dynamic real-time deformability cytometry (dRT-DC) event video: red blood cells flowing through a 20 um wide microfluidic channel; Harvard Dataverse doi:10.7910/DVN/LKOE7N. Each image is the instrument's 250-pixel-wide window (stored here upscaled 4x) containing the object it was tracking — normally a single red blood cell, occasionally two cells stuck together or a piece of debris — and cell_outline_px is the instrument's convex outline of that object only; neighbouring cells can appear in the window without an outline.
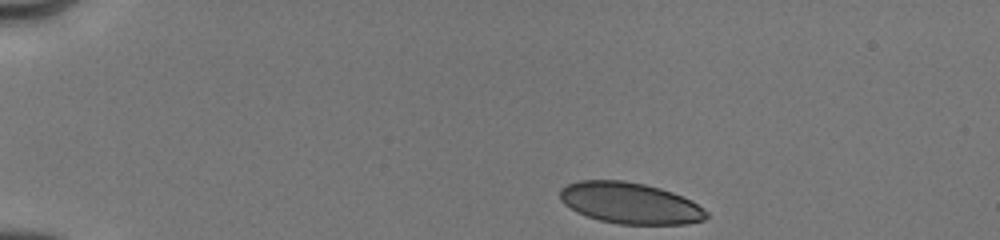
{"species": "human", "species_latin": "Homo sapiens", "temperature_condition": "cold", "stored_images_in_passage": 11, "camera_frame_rate_fps": 3000, "um_per_image_px": 0.085, "donor": {"sex": "male"}, "frame": {"image": 1, "passage_image": 1, "time_ms": 0.0, "image_size_px": [1000, 240], "cell_outline_px": [[708, 216], [704, 220], [684, 224], [620, 224], [600, 220], [576, 212], [564, 204], [560, 200], [560, 188], [568, 184], [580, 180], [624, 180], [644, 184], [660, 188], [672, 192], [692, 200], [708, 212]], "centroid_in_image_um": [53.55, 17.26], "position_along_channel_um": 31.5, "area_um2": 35.2}}
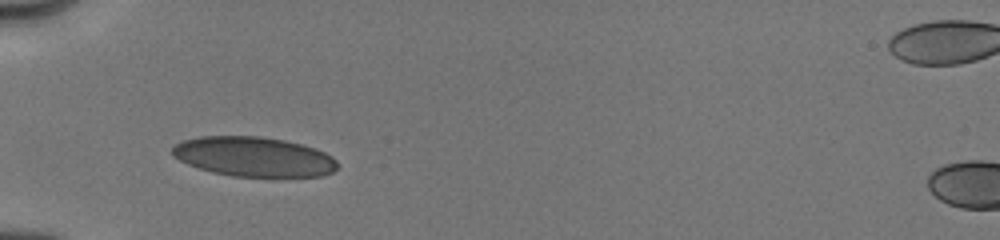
{"frame": {"image": 2, "passage_image": 8, "time_ms": 2.667, "image_size_px": [1000, 240], "cell_outline_px": [[336, 168], [332, 172], [320, 176], [232, 176], [212, 172], [188, 164], [172, 156], [172, 148], [176, 144], [184, 140], [200, 136], [260, 136], [284, 140], [316, 148], [332, 156], [336, 160]], "centroid_in_image_um": [21.55, 13.31], "position_along_channel_um": 63.4, "area_um2": 37.97}}
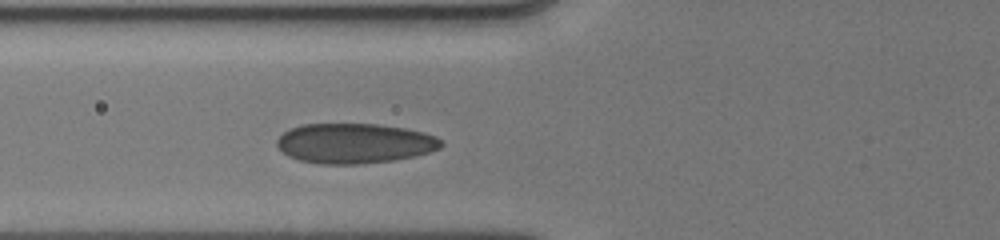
{"frame": {"image": 3, "passage_image": 11, "time_ms": 3.667, "image_size_px": [1000, 240], "cell_outline_px": [[444, 144], [440, 148], [416, 156], [392, 160], [356, 164], [320, 164], [300, 160], [288, 156], [276, 144], [276, 140], [288, 128], [300, 124], [376, 124], [404, 128], [424, 132], [436, 136]], "centroid_in_image_um": [30.12, 12.17], "position_along_channel_um": 95.7, "area_um2": 38.26}}